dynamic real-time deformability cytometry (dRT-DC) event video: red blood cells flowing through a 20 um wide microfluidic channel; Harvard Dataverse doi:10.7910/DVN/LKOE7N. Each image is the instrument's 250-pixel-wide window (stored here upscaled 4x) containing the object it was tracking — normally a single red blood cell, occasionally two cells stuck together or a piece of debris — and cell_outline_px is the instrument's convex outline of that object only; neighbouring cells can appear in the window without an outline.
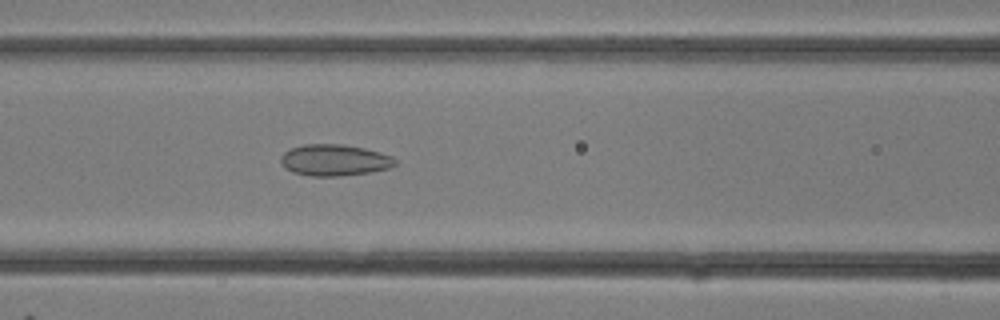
{"species": "common noctule bat (a hibernating species)", "species_latin": "Nyctalus noctula", "temperature_condition": "room temperature", "stored_images_in_passage": 14, "camera_frame_rate_fps": 3000, "um_per_image_px": 0.085, "animal": {"sex": "female"}, "frame": {"image": 1, "passage_image": 12, "time_ms": 3.667, "image_size_px": [1000, 320], "cell_outline_px": [[396, 164], [388, 168], [368, 172], [340, 176], [312, 176], [292, 172], [280, 160], [280, 156], [284, 152], [292, 148], [304, 144], [344, 144], [364, 148], [380, 152], [392, 156], [396, 160]], "centroid_in_image_um": [28.44, 13.6], "position_along_channel_um": 138.2, "area_um2": 20.75}}
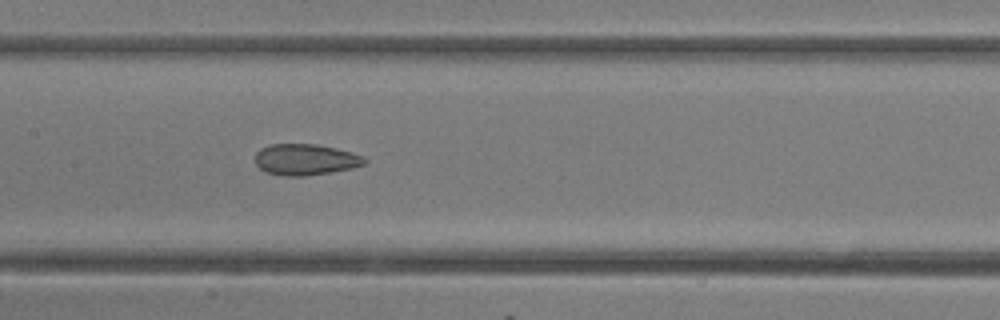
{"frame": {"image": 2, "passage_image": 14, "time_ms": 4.333, "image_size_px": [1000, 320], "cell_outline_px": [[368, 160], [364, 164], [352, 168], [304, 176], [284, 176], [264, 172], [256, 164], [256, 152], [260, 148], [272, 144], [316, 144], [336, 148], [364, 156]], "centroid_in_image_um": [25.95, 13.56], "position_along_channel_um": 181.5, "area_um2": 19.83}}